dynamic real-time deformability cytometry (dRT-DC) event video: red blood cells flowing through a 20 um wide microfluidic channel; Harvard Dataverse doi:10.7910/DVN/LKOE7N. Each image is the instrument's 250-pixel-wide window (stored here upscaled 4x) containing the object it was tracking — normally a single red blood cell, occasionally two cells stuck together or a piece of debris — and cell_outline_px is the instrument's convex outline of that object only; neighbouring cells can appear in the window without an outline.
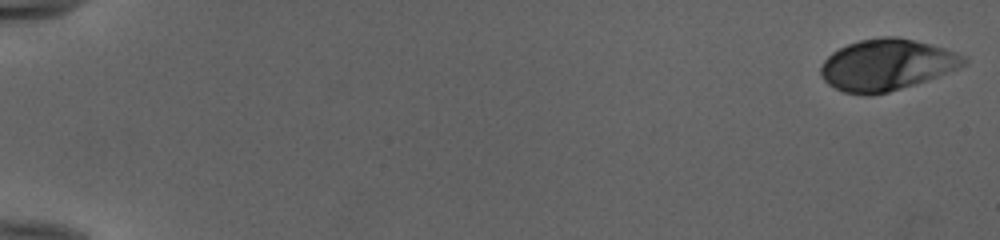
{"species": "human", "species_latin": "Homo sapiens", "temperature_condition": "cold", "stored_images_in_passage": 52, "camera_frame_rate_fps": 3000, "um_per_image_px": 0.085, "donor": {"sex": "female"}, "frame": {"image": 1, "passage_image": 1, "time_ms": 0.0, "image_size_px": [1000, 240], "cell_outline_px": [[968, 64], [936, 76], [888, 92], [864, 96], [844, 92], [828, 84], [820, 76], [820, 68], [824, 60], [832, 52], [848, 44], [860, 40], [884, 36], [896, 36], [944, 48], [956, 52], [964, 56], [968, 60]], "centroid_in_image_um": [75.33, 5.51], "position_along_channel_um": 9.7, "area_um2": 42.31}}
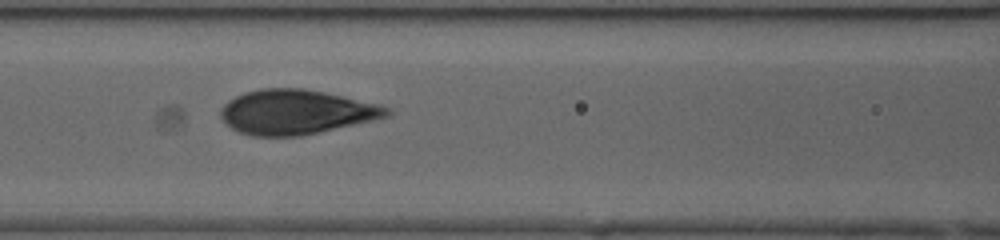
{"frame": {"image": 2, "passage_image": 25, "time_ms": 8.0, "image_size_px": [1000, 240], "cell_outline_px": [[392, 112], [388, 116], [372, 120], [300, 136], [252, 136], [240, 132], [232, 128], [220, 116], [220, 108], [228, 100], [244, 92], [260, 88], [304, 88], [324, 92], [376, 104], [388, 108]], "centroid_in_image_um": [25.1, 9.51], "position_along_channel_um": 141.5, "area_um2": 42.71}}
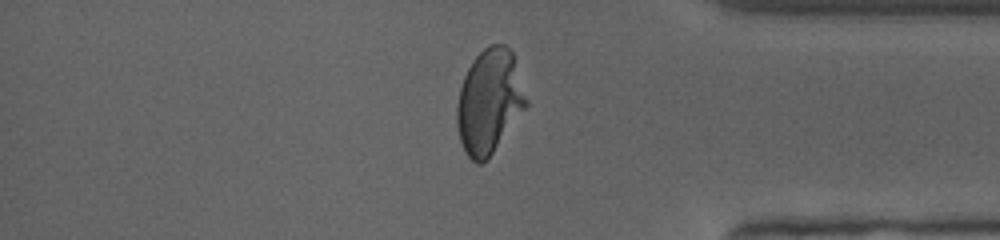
{"frame": {"image": 3, "passage_image": 45, "time_ms": 14.667, "image_size_px": [1000, 240], "cell_outline_px": [[528, 104], [488, 160], [480, 164], [476, 164], [464, 152], [460, 140], [456, 120], [456, 108], [460, 88], [464, 76], [472, 60], [484, 48], [492, 44], [504, 44], [512, 52], [528, 100]], "centroid_in_image_um": [41.58, 8.65], "position_along_channel_um": 393.6, "area_um2": 42.08}, "authors_computed_cell_mechanics": {"area_um2": 42.1362, "velocity_mm_per_s": 3.9848, "shape_relaxation_time_tau1_ms": 4.4868, "shape_relaxation_time_tau2_ms": null, "deformation_change_tau1": 0.2026, "deformation_change_tau2": null}}